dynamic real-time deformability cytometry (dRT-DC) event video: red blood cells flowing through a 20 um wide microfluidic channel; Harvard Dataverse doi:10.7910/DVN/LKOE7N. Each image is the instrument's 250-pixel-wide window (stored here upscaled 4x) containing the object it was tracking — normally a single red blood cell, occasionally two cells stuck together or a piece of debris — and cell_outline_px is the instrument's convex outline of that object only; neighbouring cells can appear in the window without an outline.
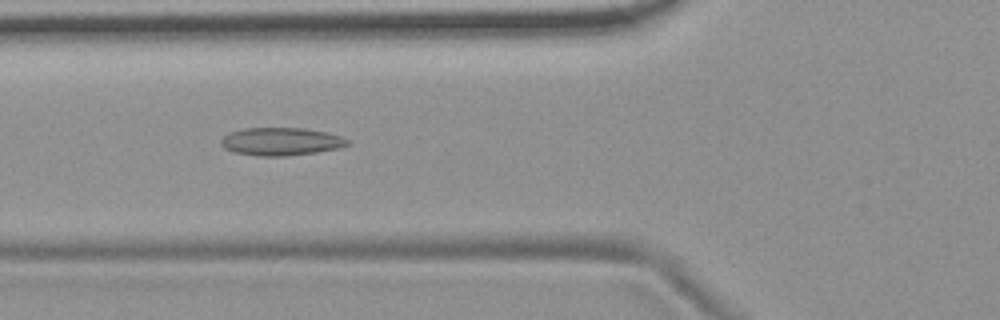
{"species": "common noctule bat (a hibernating species)", "species_latin": "Nyctalus noctula", "temperature_condition": "room temperature", "stored_images_in_passage": 54, "camera_frame_rate_fps": 3000, "um_per_image_px": 0.085, "animal": {"sex": "female", "body_mass_g": 19.9}, "frame": {"image": 1, "passage_image": 20, "time_ms": 6.333, "image_size_px": [1000, 320], "cell_outline_px": [[348, 144], [340, 148], [316, 152], [288, 156], [260, 156], [232, 152], [224, 148], [220, 144], [220, 140], [228, 132], [244, 128], [304, 128], [324, 132], [340, 136], [348, 140]], "centroid_in_image_um": [23.83, 12.03], "position_along_channel_um": 102.0, "area_um2": 20.58}}
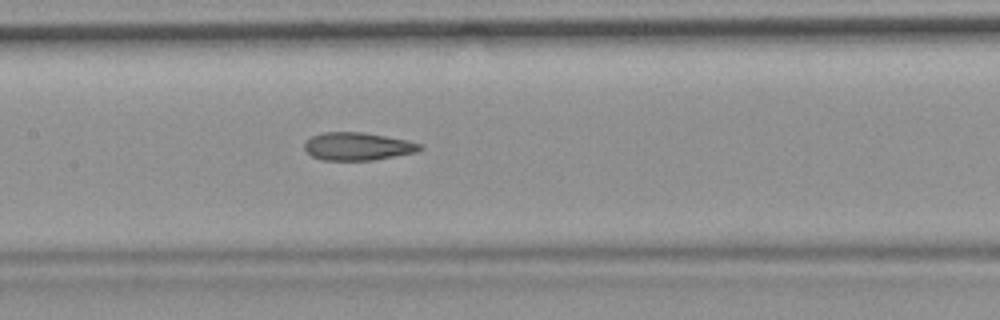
{"frame": {"image": 2, "passage_image": 26, "time_ms": 8.333, "image_size_px": [1000, 320], "cell_outline_px": [[424, 148], [416, 152], [372, 160], [320, 160], [312, 156], [304, 148], [304, 144], [312, 136], [324, 132], [364, 132], [408, 140], [420, 144]], "centroid_in_image_um": [30.4, 12.44], "position_along_channel_um": 177.0, "area_um2": 18.67}}
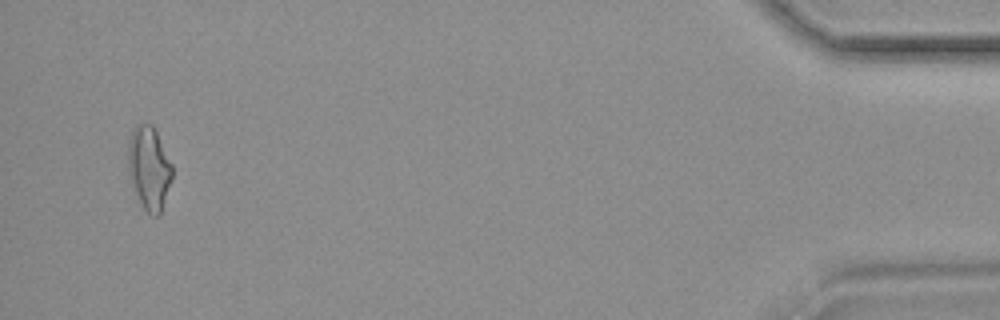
{"frame": {"image": 3, "passage_image": 52, "time_ms": 17.0, "image_size_px": [1000, 320], "cell_outline_px": [[172, 180], [160, 216], [152, 216], [140, 204], [128, 168], [128, 144], [132, 132], [136, 124], [152, 124], [172, 164]], "centroid_in_image_um": [12.69, 14.31], "position_along_channel_um": 422.5, "area_um2": 21.15}, "authors_computed_cell_mechanics": {"area_um2": 19.652, "velocity_mm_per_s": 3.7361, "shape_relaxation_time_tau1_ms": null, "shape_relaxation_time_tau2_ms": 3.4289, "deformation_change_tau1": null, "deformation_change_tau2": 0.1282}}